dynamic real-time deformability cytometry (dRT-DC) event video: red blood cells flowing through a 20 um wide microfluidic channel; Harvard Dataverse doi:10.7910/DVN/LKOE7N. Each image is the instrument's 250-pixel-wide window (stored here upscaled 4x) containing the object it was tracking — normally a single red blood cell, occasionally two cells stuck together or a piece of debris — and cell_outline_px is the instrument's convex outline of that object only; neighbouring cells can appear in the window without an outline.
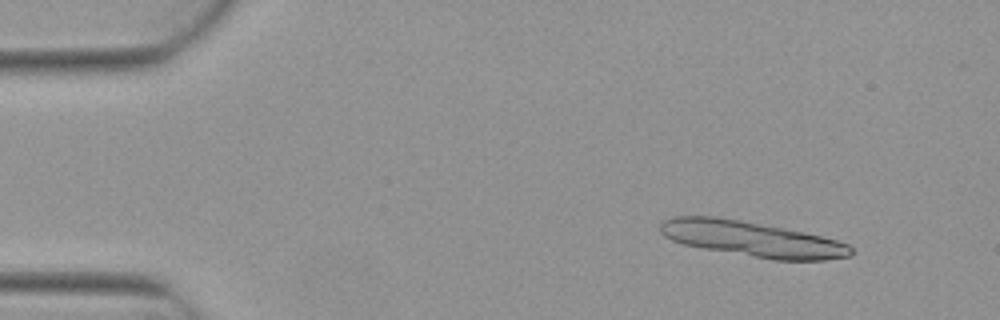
{"species": "Egyptian fruit bat (a non-hibernating species)", "species_latin": "Rousettus aegyptiacus", "temperature_condition": "warm", "stored_images_in_passage": 8, "segment_of_instrument_passage": [1, 2], "camera_frame_rate_fps": 3000, "um_per_image_px": 0.085, "animal": {"sex": "female"}, "frame": {"image": 1, "passage_image": 2, "time_ms": 0.333, "image_size_px": [1000, 320], "cell_outline_px": [[852, 256], [824, 260], [772, 260], [704, 248], [684, 244], [672, 240], [664, 236], [660, 232], [660, 224], [664, 220], [672, 216], [716, 216], [740, 220], [784, 228], [804, 232], [836, 240], [848, 244], [852, 248]], "centroid_in_image_um": [63.91, 20.31], "position_along_channel_um": 21.1, "area_um2": 39.13}}